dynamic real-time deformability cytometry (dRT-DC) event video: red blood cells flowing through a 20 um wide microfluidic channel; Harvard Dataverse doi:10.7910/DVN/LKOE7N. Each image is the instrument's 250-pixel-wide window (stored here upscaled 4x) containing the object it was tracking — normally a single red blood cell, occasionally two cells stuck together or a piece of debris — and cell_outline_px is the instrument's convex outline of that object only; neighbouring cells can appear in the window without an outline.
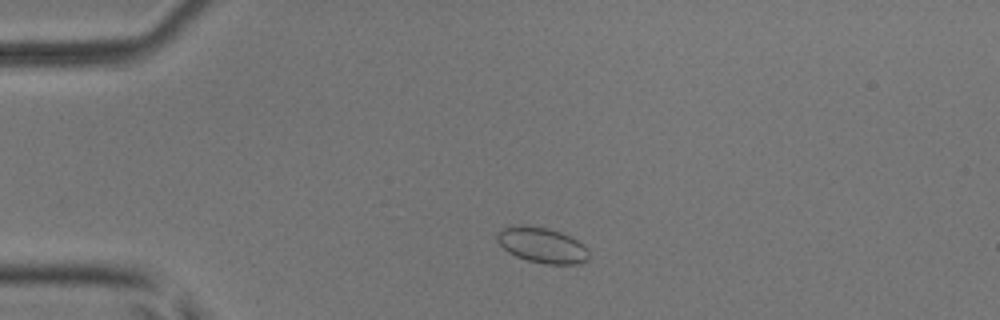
{"species": "common noctule bat (a hibernating species)", "species_latin": "Nyctalus noctula", "temperature_condition": "room temperature", "stored_images_in_passage": 34, "camera_frame_rate_fps": 3000, "um_per_image_px": 0.085, "animal": {"sex": "male", "body_mass_g": 17.9, "forearm_length_mm": 54.2}, "frame": {"image": 1, "passage_image": 6, "time_ms": 1.667, "image_size_px": [1000, 320], "cell_outline_px": [[588, 260], [580, 264], [544, 264], [528, 260], [516, 256], [508, 252], [496, 240], [496, 232], [504, 228], [516, 224], [524, 224], [548, 228], [560, 232], [584, 244], [588, 252]], "centroid_in_image_um": [46.05, 20.83], "position_along_channel_um": 38.9, "area_um2": 19.07}}
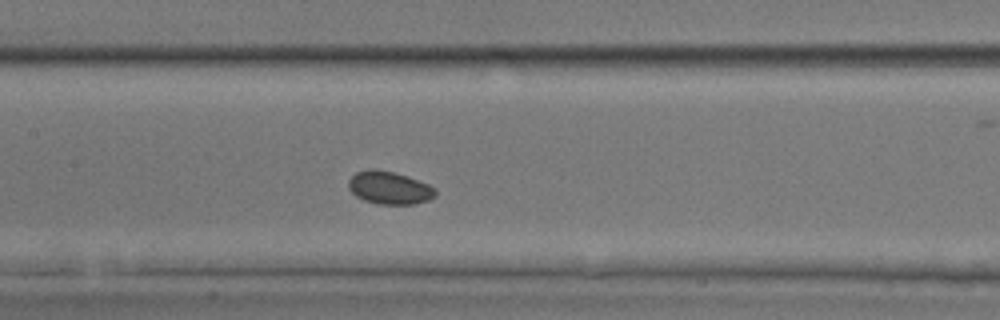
{"frame": {"image": 2, "passage_image": 19, "time_ms": 6.0, "image_size_px": [1000, 320], "cell_outline_px": [[436, 196], [428, 200], [412, 204], [380, 204], [364, 200], [356, 196], [348, 188], [348, 180], [356, 172], [372, 168], [392, 172], [408, 176], [428, 184], [436, 188]], "centroid_in_image_um": [33.1, 15.96], "position_along_channel_um": 174.3, "area_um2": 16.59}}
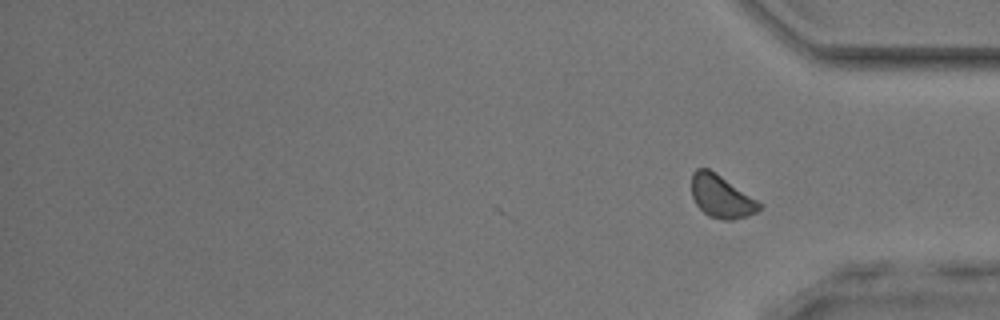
{"frame": {"image": 3, "passage_image": 34, "time_ms": 11.0, "image_size_px": [1000, 320], "cell_outline_px": [[760, 208], [756, 212], [748, 216], [732, 220], [724, 220], [708, 216], [696, 204], [692, 196], [692, 172], [696, 168], [708, 168], [716, 172], [756, 200], [760, 204]], "centroid_in_image_um": [61.27, 16.69], "position_along_channel_um": 373.9, "area_um2": 16.65}}